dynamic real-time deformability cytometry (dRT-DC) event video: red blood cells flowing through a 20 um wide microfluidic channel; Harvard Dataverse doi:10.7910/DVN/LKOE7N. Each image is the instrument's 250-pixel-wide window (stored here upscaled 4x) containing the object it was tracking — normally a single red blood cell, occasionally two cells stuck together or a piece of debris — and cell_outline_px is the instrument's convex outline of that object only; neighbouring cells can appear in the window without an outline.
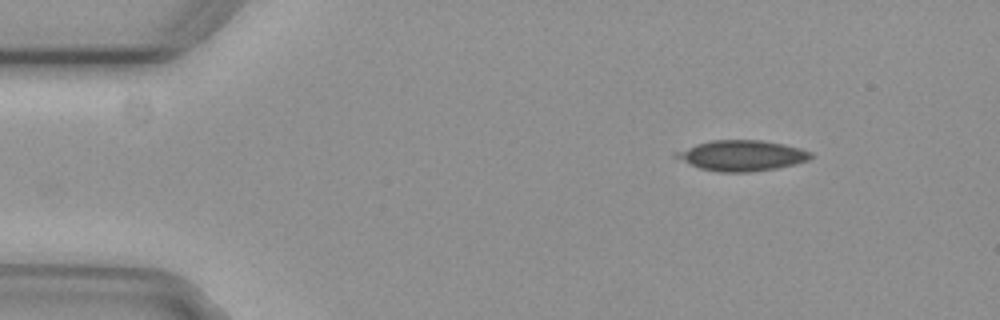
{"species": "common noctule bat (a hibernating species)", "species_latin": "Nyctalus noctula", "temperature_condition": "cold", "stored_images_in_passage": 3, "camera_frame_rate_fps": 3000, "um_per_image_px": 0.085, "animal": {"sex": "female", "body_mass_g": 29.2, "forearm_length_mm": 56.3}, "frame": {"image": 1, "passage_image": 1, "time_ms": 0.0, "image_size_px": [1000, 320], "cell_outline_px": [[812, 156], [808, 160], [776, 168], [748, 172], [720, 172], [700, 168], [672, 156], [676, 152], [696, 144], [712, 140], [764, 140], [784, 144], [800, 148], [812, 152]], "centroid_in_image_um": [63.06, 13.21], "position_along_channel_um": 21.9, "area_um2": 23.76}}